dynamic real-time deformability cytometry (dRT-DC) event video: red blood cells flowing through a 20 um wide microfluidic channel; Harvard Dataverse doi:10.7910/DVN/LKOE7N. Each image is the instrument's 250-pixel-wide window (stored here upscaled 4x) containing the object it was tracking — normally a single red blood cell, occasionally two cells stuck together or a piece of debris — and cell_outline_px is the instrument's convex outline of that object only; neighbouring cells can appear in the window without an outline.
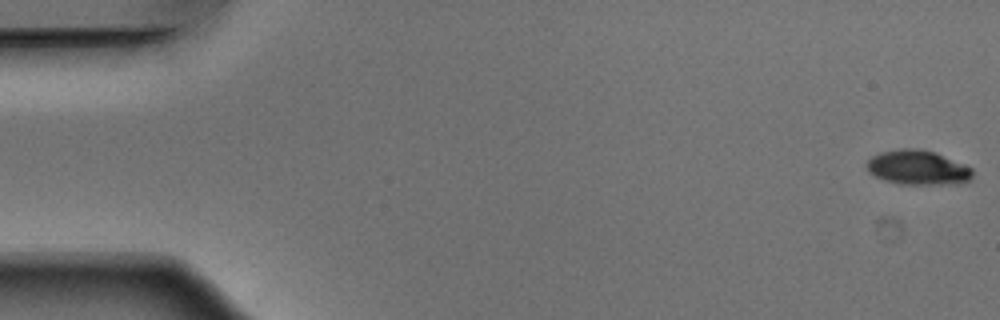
{"species": "Egyptian fruit bat (a non-hibernating species)", "species_latin": "Rousettus aegyptiacus", "temperature_condition": "warm", "stored_images_in_passage": 52, "camera_frame_rate_fps": 3000, "um_per_image_px": 0.085, "animal": {"sex": "male"}, "frame": {"image": 1, "passage_image": 1, "time_ms": 0.0, "image_size_px": [1000, 320], "cell_outline_px": [[972, 176], [968, 180], [956, 184], [900, 184], [876, 176], [868, 172], [864, 164], [872, 156], [880, 152], [900, 148], [920, 148], [936, 152], [964, 164], [972, 168]], "centroid_in_image_um": [77.99, 14.22], "position_along_channel_um": 7.0, "area_um2": 21.39}}
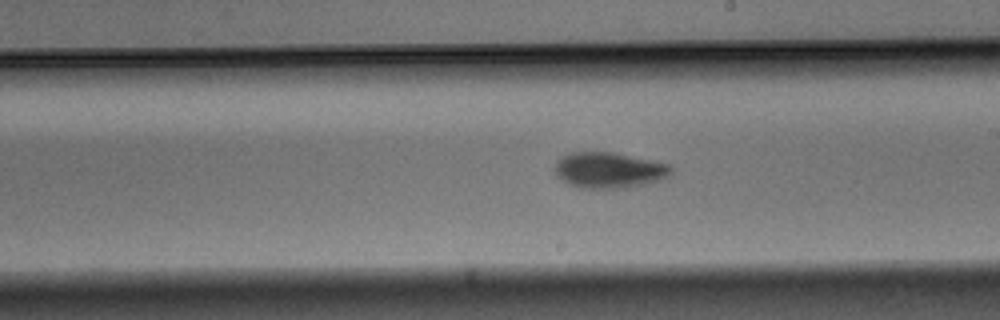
{"frame": {"image": 2, "passage_image": 30, "time_ms": 9.667, "image_size_px": [1000, 320], "cell_outline_px": [[672, 176], [660, 180], [644, 184], [624, 188], [580, 188], [568, 184], [556, 176], [552, 172], [552, 168], [556, 160], [560, 156], [568, 152], [612, 152], [672, 164]], "centroid_in_image_um": [51.73, 14.46], "position_along_channel_um": 237.3, "area_um2": 24.85}}
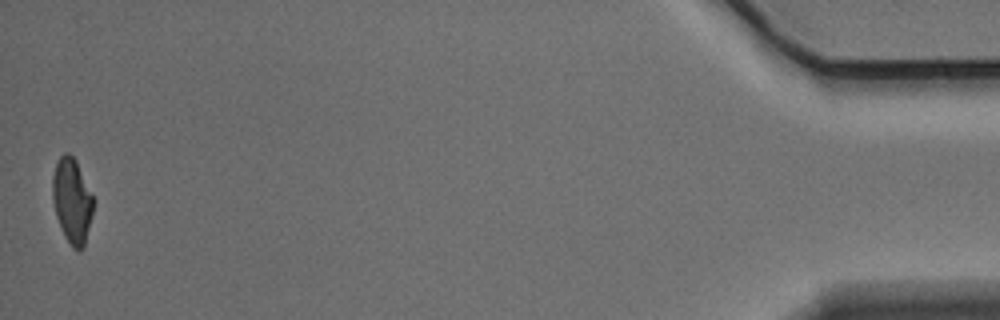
{"frame": {"image": 3, "passage_image": 52, "time_ms": 17.0, "image_size_px": [1000, 320], "cell_outline_px": [[96, 200], [84, 248], [80, 252], [72, 248], [64, 236], [56, 216], [52, 200], [52, 176], [56, 164], [60, 156], [64, 152], [68, 152], [76, 160]], "centroid_in_image_um": [6.15, 17.08], "position_along_channel_um": 429.1, "area_um2": 20.75}, "authors_computed_cell_mechanics": {"area_um2": 22.6576, "velocity_mm_per_s": 3.8877, "shape_relaxation_time_tau1_ms": 2.6179, "shape_relaxation_time_tau2_ms": 3.621, "deformation_change_tau1": 0.1318, "deformation_change_tau2": 0.0878}}